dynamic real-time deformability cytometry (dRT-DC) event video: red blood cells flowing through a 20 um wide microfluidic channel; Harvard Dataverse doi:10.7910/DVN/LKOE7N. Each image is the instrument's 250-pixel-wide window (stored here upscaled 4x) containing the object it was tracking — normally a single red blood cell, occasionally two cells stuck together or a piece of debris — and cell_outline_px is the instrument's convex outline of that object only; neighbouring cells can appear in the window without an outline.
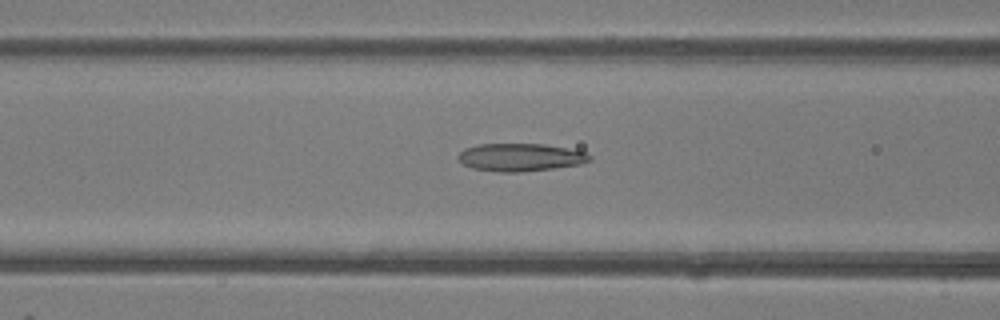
{"species": "common noctule bat (a hibernating species)", "species_latin": "Nyctalus noctula", "temperature_condition": "room temperature", "stored_images_in_passage": 47, "camera_frame_rate_fps": 3000, "um_per_image_px": 0.085, "animal": {"sex": "female"}, "frame": {"image": 1, "passage_image": 19, "time_ms": 6.0, "image_size_px": [1000, 320], "cell_outline_px": [[592, 160], [580, 164], [552, 168], [520, 172], [500, 172], [472, 168], [464, 164], [456, 156], [464, 148], [476, 144], [544, 144], [584, 152], [592, 156]], "centroid_in_image_um": [44.2, 13.36], "position_along_channel_um": 122.4, "area_um2": 21.15}}
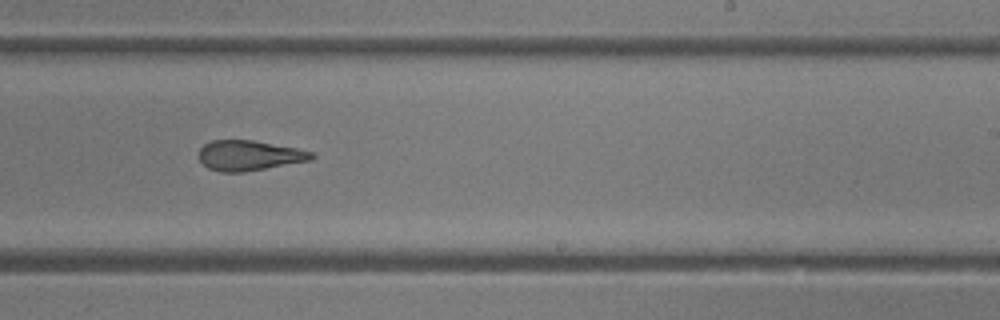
{"frame": {"image": 2, "passage_image": 29, "time_ms": 9.333, "image_size_px": [1000, 320], "cell_outline_px": [[316, 156], [312, 160], [244, 172], [220, 172], [208, 168], [200, 160], [200, 148], [204, 144], [212, 140], [252, 140], [296, 148], [312, 152]], "centroid_in_image_um": [21.19, 13.22], "position_along_channel_um": 267.8, "area_um2": 19.71}}
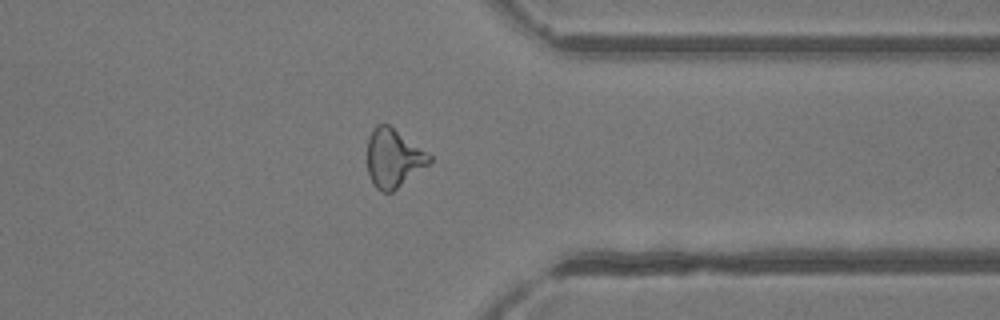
{"frame": {"image": 3, "passage_image": 37, "time_ms": 12.0, "image_size_px": [1000, 320], "cell_outline_px": [[432, 160], [428, 164], [392, 192], [380, 192], [372, 184], [368, 172], [368, 136], [372, 128], [376, 124], [388, 124], [428, 152], [432, 156]], "centroid_in_image_um": [33.42, 13.43], "position_along_channel_um": 378.0, "area_um2": 21.1}, "authors_computed_cell_mechanics": {"area_um2": 21.964, "velocity_mm_per_s": 4.3674, "shape_relaxation_time_tau1_ms": 7.0077, "shape_relaxation_time_tau2_ms": 2.8801, "deformation_change_tau1": 0.1826, "deformation_change_tau2": 0.1423}}